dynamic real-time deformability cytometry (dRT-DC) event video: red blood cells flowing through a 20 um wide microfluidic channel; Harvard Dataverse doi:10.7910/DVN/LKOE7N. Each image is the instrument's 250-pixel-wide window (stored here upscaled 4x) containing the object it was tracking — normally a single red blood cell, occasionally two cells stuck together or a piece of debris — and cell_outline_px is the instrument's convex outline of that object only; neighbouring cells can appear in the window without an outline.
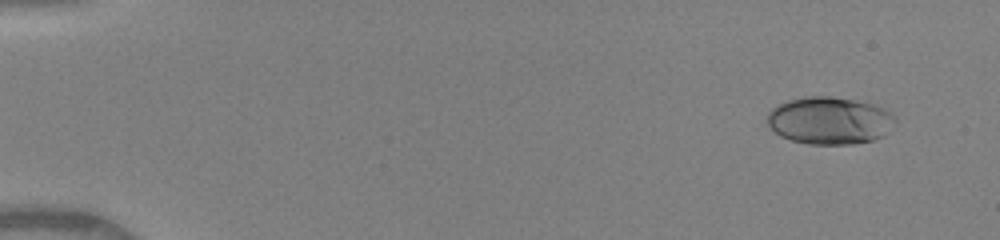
{"species": "human", "species_latin": "Homo sapiens", "temperature_condition": "warm", "stored_images_in_passage": 50, "camera_frame_rate_fps": 3000, "um_per_image_px": 0.085, "donor": {"sex": "female"}, "frame": {"image": 1, "passage_image": 4, "time_ms": 1.0, "image_size_px": [1000, 240], "cell_outline_px": [[896, 124], [884, 136], [872, 140], [852, 144], [808, 144], [792, 140], [780, 136], [768, 124], [768, 112], [776, 104], [788, 100], [804, 96], [828, 96], [856, 100], [872, 104], [884, 108], [896, 116]], "centroid_in_image_um": [70.54, 10.24], "position_along_channel_um": 14.5, "area_um2": 35.6}}
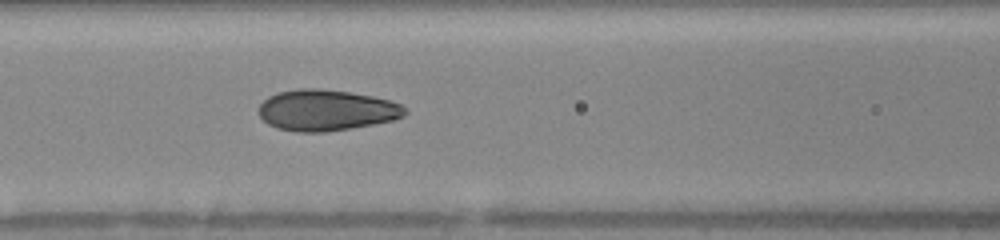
{"frame": {"image": 2, "passage_image": 23, "time_ms": 7.333, "image_size_px": [1000, 240], "cell_outline_px": [[408, 112], [404, 116], [392, 120], [352, 128], [324, 132], [296, 132], [276, 128], [268, 124], [260, 116], [260, 104], [268, 96], [280, 92], [300, 88], [320, 88], [348, 92], [372, 96], [388, 100], [400, 104]], "centroid_in_image_um": [27.72, 9.37], "position_along_channel_um": 138.9, "area_um2": 34.8}}
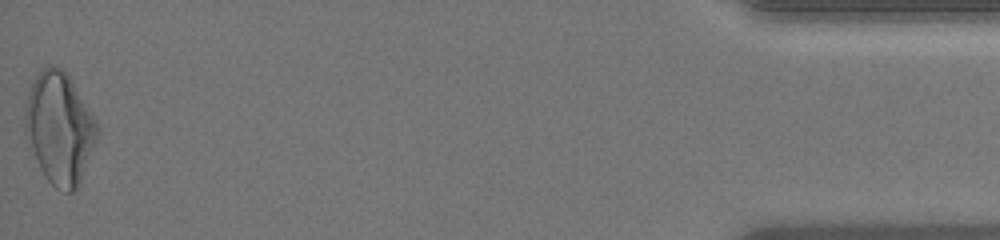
{"frame": {"image": 3, "passage_image": 50, "time_ms": 16.333, "image_size_px": [1000, 240], "cell_outline_px": [[100, 132], [80, 184], [72, 192], [64, 192], [56, 188], [44, 176], [40, 168], [24, 128], [24, 108], [28, 92], [36, 76], [48, 64], [52, 64], [64, 68], [72, 80], [96, 120]], "centroid_in_image_um": [5.08, 10.87], "position_along_channel_um": 430.1, "area_um2": 46.99}, "authors_computed_cell_mechanics": {"area_um2": 34.7956, "velocity_mm_per_s": 4.1464, "shape_relaxation_time_tau1_ms": 4.7846, "shape_relaxation_time_tau2_ms": 0.8185, "deformation_change_tau1": 0.1866, "deformation_change_tau2": 0.0565}}